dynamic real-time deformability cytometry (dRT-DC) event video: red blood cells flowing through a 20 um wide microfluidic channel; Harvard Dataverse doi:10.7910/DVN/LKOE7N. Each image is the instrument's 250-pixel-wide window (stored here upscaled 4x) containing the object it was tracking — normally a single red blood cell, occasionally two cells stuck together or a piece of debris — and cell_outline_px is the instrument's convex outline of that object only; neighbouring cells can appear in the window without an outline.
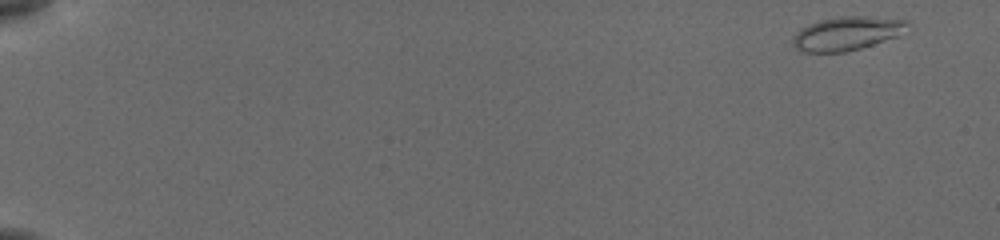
{"species": "common noctule bat (a hibernating species)", "species_latin": "Nyctalus noctula", "temperature_condition": "cold", "stored_images_in_passage": 54, "camera_frame_rate_fps": 3000, "um_per_image_px": 0.085, "animal": {"sex": "female", "body_mass_g": 19.5, "forearm_length_mm": 54.1}, "frame": {"image": 1, "passage_image": 2, "time_ms": 0.333, "image_size_px": [1000, 240], "cell_outline_px": [[908, 24], [896, 36], [860, 48], [844, 52], [800, 52], [792, 44], [792, 36], [796, 32], [820, 20], [840, 16], [868, 16], [908, 20]], "centroid_in_image_um": [71.93, 2.84], "position_along_channel_um": 13.1, "area_um2": 22.08}}
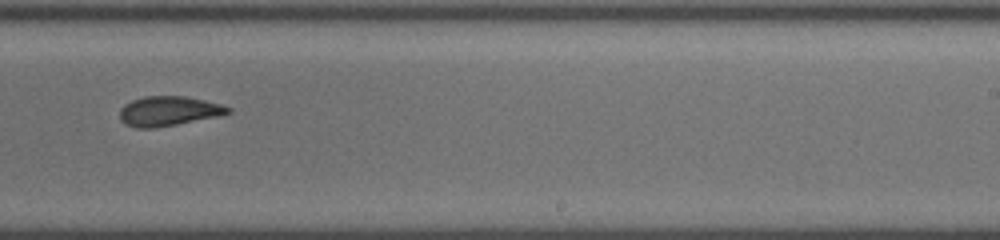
{"frame": {"image": 2, "passage_image": 36, "time_ms": 11.667, "image_size_px": [1000, 240], "cell_outline_px": [[232, 112], [220, 116], [176, 124], [152, 128], [136, 128], [124, 124], [120, 120], [120, 108], [124, 104], [132, 100], [144, 96], [184, 96], [204, 100], [220, 104], [232, 108]], "centroid_in_image_um": [14.32, 9.44], "position_along_channel_um": 274.7, "area_um2": 18.79}}
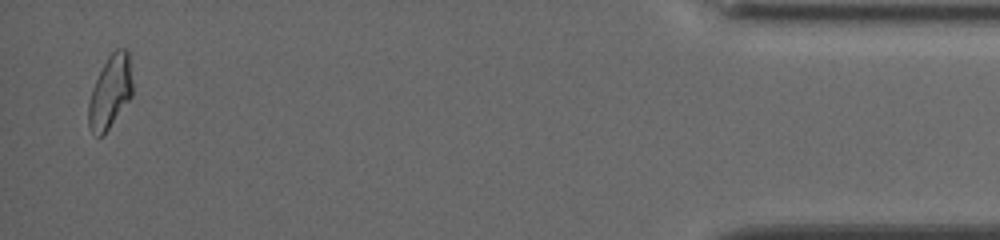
{"frame": {"image": 3, "passage_image": 53, "time_ms": 17.333, "image_size_px": [1000, 240], "cell_outline_px": [[132, 96], [108, 128], [100, 136], [96, 136], [92, 132], [88, 124], [88, 104], [92, 88], [108, 56], [116, 48], [124, 48], [128, 52], [132, 84]], "centroid_in_image_um": [9.36, 7.8], "position_along_channel_um": 425.8, "area_um2": 18.26}, "authors_computed_cell_mechanics": {"area_um2": 18.785, "velocity_mm_per_s": 3.8666, "shape_relaxation_time_tau1_ms": 5.2535, "shape_relaxation_time_tau2_ms": 1.8671, "deformation_change_tau1": 0.1581, "deformation_change_tau2": 0.0679}}